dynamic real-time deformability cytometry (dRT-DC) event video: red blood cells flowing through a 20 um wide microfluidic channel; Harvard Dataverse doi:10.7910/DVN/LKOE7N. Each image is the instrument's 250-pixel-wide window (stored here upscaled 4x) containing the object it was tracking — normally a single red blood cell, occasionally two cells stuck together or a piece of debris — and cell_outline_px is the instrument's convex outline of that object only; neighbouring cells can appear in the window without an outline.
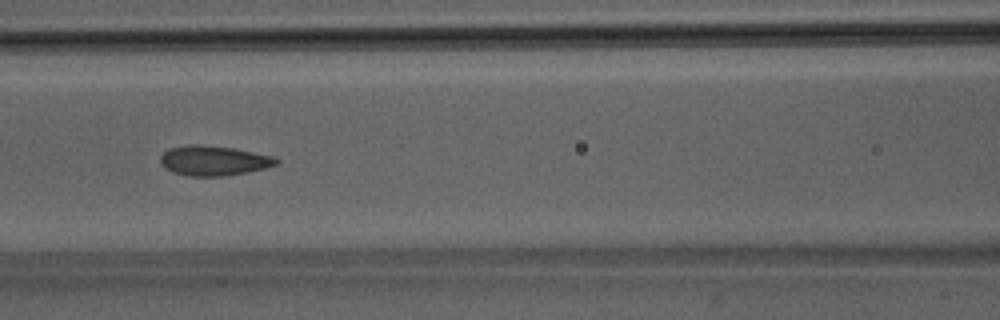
{"species": "Egyptian fruit bat (a non-hibernating species)", "species_latin": "Rousettus aegyptiacus", "temperature_condition": "room temperature", "stored_images_in_passage": 9, "camera_frame_rate_fps": 3000, "um_per_image_px": 0.085, "animal": {"sex": "male"}, "frame": {"image": 1, "passage_image": 7, "time_ms": 6.667, "image_size_px": [1000, 320], "cell_outline_px": [[280, 160], [276, 164], [264, 168], [248, 172], [224, 176], [188, 176], [172, 172], [164, 168], [160, 164], [160, 156], [168, 148], [188, 144], [200, 144], [232, 148], [276, 156]], "centroid_in_image_um": [18.14, 13.65], "position_along_channel_um": 148.5, "area_um2": 20.4}}
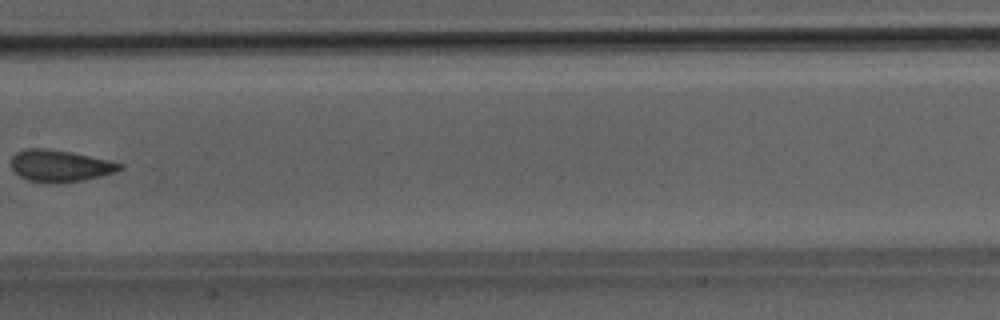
{"frame": {"image": 2, "passage_image": 8, "time_ms": 8.0, "image_size_px": [1000, 320], "cell_outline_px": [[124, 168], [116, 172], [84, 180], [64, 184], [48, 184], [28, 180], [12, 172], [12, 156], [16, 152], [28, 148], [44, 148], [72, 152], [108, 160], [124, 164]], "centroid_in_image_um": [5.1, 14.12], "position_along_channel_um": 202.3, "area_um2": 20.52}}